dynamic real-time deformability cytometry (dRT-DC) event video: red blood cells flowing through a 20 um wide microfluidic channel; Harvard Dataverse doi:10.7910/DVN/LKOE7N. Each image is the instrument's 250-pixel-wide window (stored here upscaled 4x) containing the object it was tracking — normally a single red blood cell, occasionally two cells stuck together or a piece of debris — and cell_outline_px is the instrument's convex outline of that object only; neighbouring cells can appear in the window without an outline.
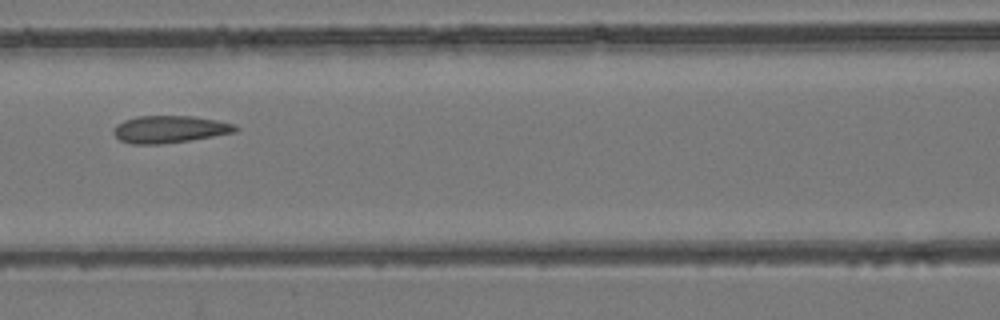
{"species": "common noctule bat (a hibernating species)", "species_latin": "Nyctalus noctula", "temperature_condition": "room temperature", "stored_images_in_passage": 4, "camera_frame_rate_fps": 3000, "um_per_image_px": 0.085, "animal": {"sex": "female", "body_mass_g": 24.6, "forearm_length_mm": 56.2}, "frame": {"image": 1, "passage_image": 4, "time_ms": 1.0, "image_size_px": [1000, 320], "cell_outline_px": [[240, 128], [236, 132], [188, 140], [160, 144], [132, 144], [120, 140], [112, 132], [116, 124], [124, 120], [136, 116], [192, 116], [216, 120], [232, 124]], "centroid_in_image_um": [14.38, 10.98], "position_along_channel_um": 152.2, "area_um2": 19.19}}